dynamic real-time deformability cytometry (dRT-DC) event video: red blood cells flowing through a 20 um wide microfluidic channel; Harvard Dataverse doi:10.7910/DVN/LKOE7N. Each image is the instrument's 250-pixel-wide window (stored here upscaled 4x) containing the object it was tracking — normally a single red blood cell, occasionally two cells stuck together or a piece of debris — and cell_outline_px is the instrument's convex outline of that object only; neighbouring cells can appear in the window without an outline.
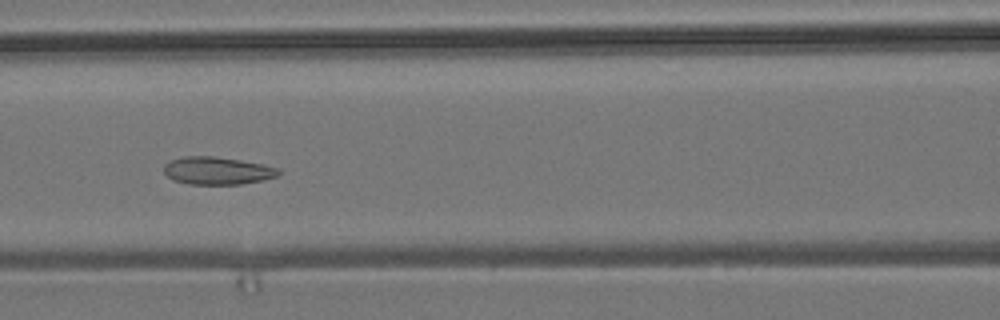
{"species": "common noctule bat (a hibernating species)", "species_latin": "Nyctalus noctula", "temperature_condition": "room temperature", "stored_images_in_passage": 8, "camera_frame_rate_fps": 3000, "um_per_image_px": 0.085, "animal": {"sex": "male", "body_mass_g": 19.2, "forearm_length_mm": 51.8}, "frame": {"image": 1, "passage_image": 6, "time_ms": 6.667, "image_size_px": [1000, 320], "cell_outline_px": [[280, 172], [276, 176], [264, 180], [240, 184], [188, 184], [172, 180], [164, 172], [164, 164], [168, 160], [184, 156], [212, 156], [240, 160], [264, 164], [280, 168]], "centroid_in_image_um": [18.45, 14.5], "position_along_channel_um": 148.1, "area_um2": 18.61}}
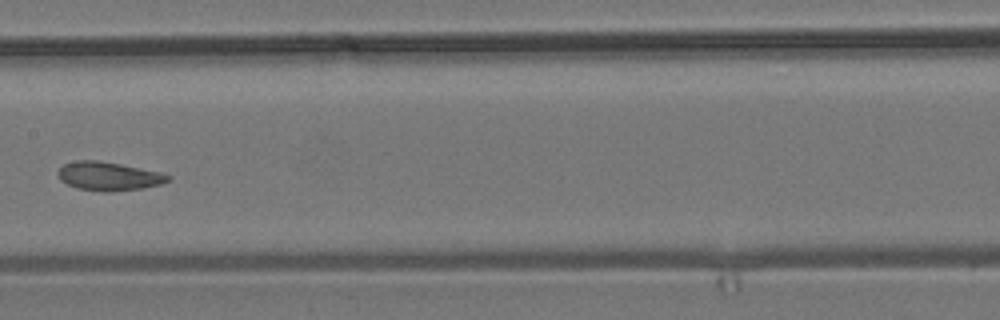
{"frame": {"image": 2, "passage_image": 7, "time_ms": 8.0, "image_size_px": [1000, 320], "cell_outline_px": [[172, 176], [168, 180], [160, 184], [140, 188], [112, 192], [104, 192], [76, 188], [60, 180], [56, 172], [64, 164], [76, 160], [96, 160], [120, 164], [160, 172]], "centroid_in_image_um": [9.19, 14.98], "position_along_channel_um": 198.2, "area_um2": 18.26}}
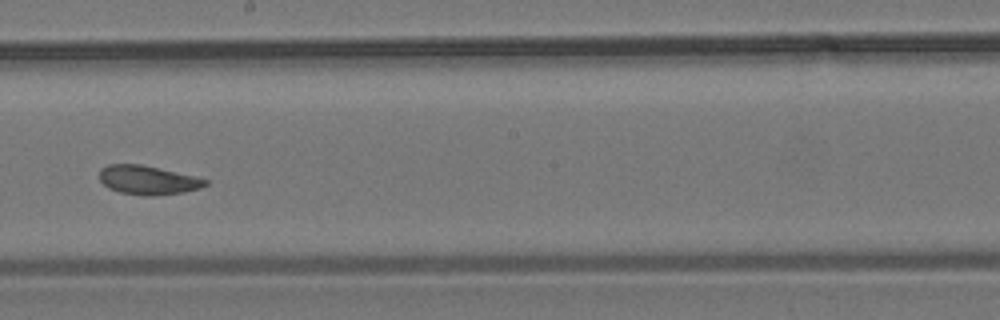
{"frame": {"image": 3, "passage_image": 8, "time_ms": 9.0, "image_size_px": [1000, 320], "cell_outline_px": [[208, 184], [200, 188], [184, 192], [152, 196], [140, 196], [120, 192], [108, 188], [100, 180], [100, 168], [108, 164], [140, 164], [196, 176], [208, 180]], "centroid_in_image_um": [12.57, 15.31], "position_along_channel_um": 235.6, "area_um2": 17.98}}